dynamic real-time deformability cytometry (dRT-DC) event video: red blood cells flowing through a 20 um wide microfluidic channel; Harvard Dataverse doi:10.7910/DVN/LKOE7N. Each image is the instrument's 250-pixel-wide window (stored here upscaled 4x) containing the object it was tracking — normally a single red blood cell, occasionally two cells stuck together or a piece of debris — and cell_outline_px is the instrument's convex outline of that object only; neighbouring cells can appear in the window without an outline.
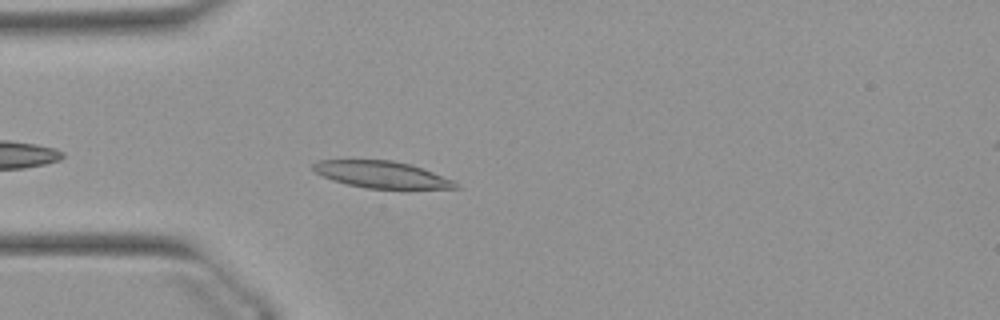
{"species": "Egyptian fruit bat (a non-hibernating species)", "species_latin": "Rousettus aegyptiacus", "temperature_condition": "warm", "stored_images_in_passage": 39, "camera_frame_rate_fps": 3000, "um_per_image_px": 0.085, "animal": {"sex": "female"}, "frame": {"image": 1, "passage_image": 4, "time_ms": 1.0, "image_size_px": [1000, 320], "cell_outline_px": [[460, 188], [408, 192], [368, 188], [348, 184], [332, 180], [316, 172], [312, 168], [312, 164], [320, 160], [392, 160], [408, 164], [432, 172], [452, 180], [460, 184]], "centroid_in_image_um": [32.57, 14.9], "position_along_channel_um": 52.4, "area_um2": 23.06}}
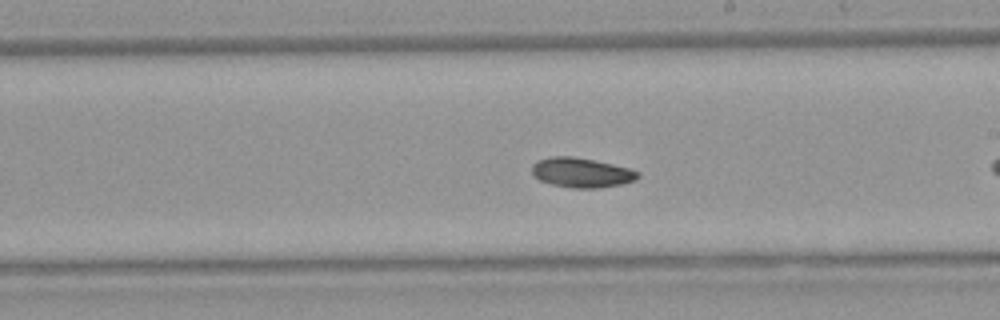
{"frame": {"image": 2, "passage_image": 16, "time_ms": 5.0, "image_size_px": [1000, 320], "cell_outline_px": [[640, 176], [636, 180], [620, 184], [600, 188], [572, 188], [552, 184], [540, 180], [532, 172], [532, 164], [536, 160], [552, 156], [572, 156], [612, 164], [628, 168], [640, 172]], "centroid_in_image_um": [49.43, 14.67], "position_along_channel_um": 239.6, "area_um2": 18.26}}
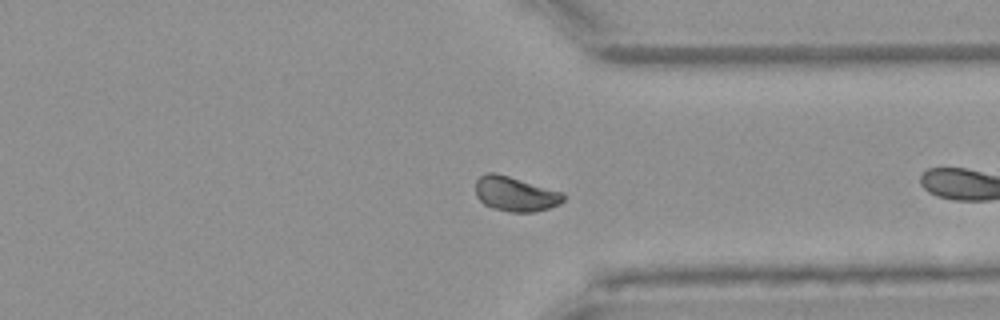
{"frame": {"image": 3, "passage_image": 26, "time_ms": 8.333, "image_size_px": [1000, 320], "cell_outline_px": [[564, 200], [560, 204], [536, 212], [508, 212], [492, 208], [484, 204], [476, 196], [476, 180], [484, 172], [496, 172], [564, 192]], "centroid_in_image_um": [43.8, 16.48], "position_along_channel_um": 367.6, "area_um2": 18.03}, "authors_computed_cell_mechanics": {"area_um2": 17.9758, "velocity_mm_per_s": 3.8689, "shape_relaxation_time_tau1_ms": 7.3486, "shape_relaxation_time_tau2_ms": null, "deformation_change_tau1": 0.0854, "deformation_change_tau2": null}}